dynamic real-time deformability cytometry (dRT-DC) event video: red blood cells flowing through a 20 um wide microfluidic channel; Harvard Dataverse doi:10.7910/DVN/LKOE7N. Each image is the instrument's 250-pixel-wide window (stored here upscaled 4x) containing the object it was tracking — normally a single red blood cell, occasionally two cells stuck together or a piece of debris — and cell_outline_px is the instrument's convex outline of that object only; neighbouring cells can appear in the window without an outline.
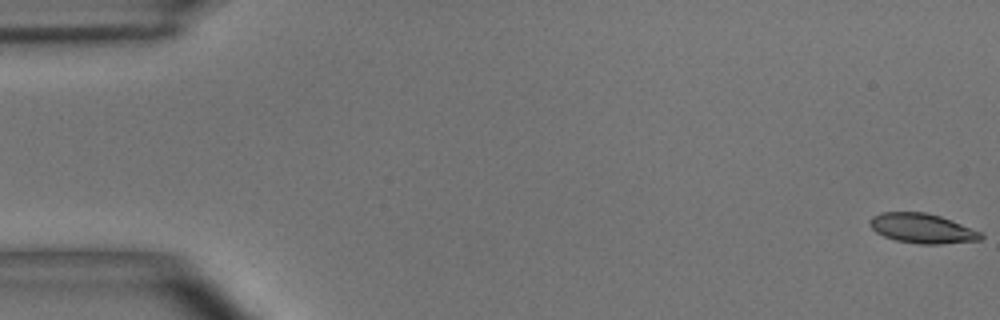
{"species": "common noctule bat (a hibernating species)", "species_latin": "Nyctalus noctula", "temperature_condition": "room temperature", "stored_images_in_passage": 56, "camera_frame_rate_fps": 3000, "um_per_image_px": 0.085, "animal": {"sex": "male", "body_mass_g": 15.6}, "frame": {"image": 1, "passage_image": 1, "time_ms": 0.0, "image_size_px": [1000, 320], "cell_outline_px": [[984, 236], [980, 240], [940, 244], [920, 244], [896, 240], [884, 236], [876, 232], [868, 224], [868, 220], [872, 216], [880, 212], [924, 212], [940, 216], [952, 220], [980, 232]], "centroid_in_image_um": [78.35, 19.4], "position_along_channel_um": 6.6, "area_um2": 19.19}}
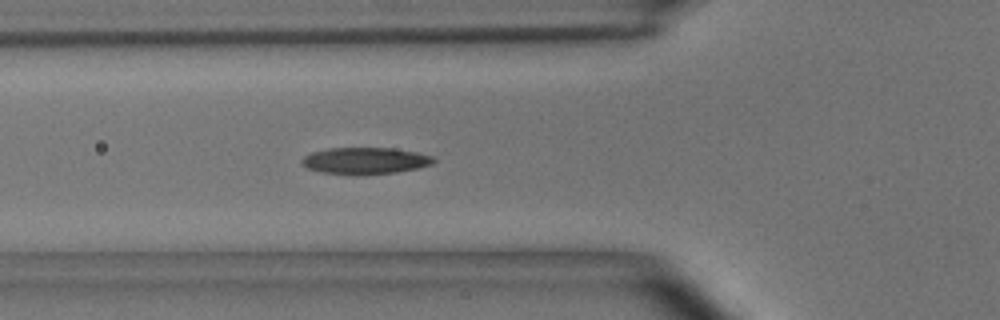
{"frame": {"image": 2, "passage_image": 20, "time_ms": 6.333, "image_size_px": [1000, 320], "cell_outline_px": [[436, 160], [432, 164], [416, 168], [396, 172], [356, 176], [320, 172], [308, 168], [300, 160], [304, 156], [312, 152], [328, 148], [392, 148], [416, 152], [432, 156]], "centroid_in_image_um": [31.02, 13.67], "position_along_channel_um": 94.8, "area_um2": 20.58}}
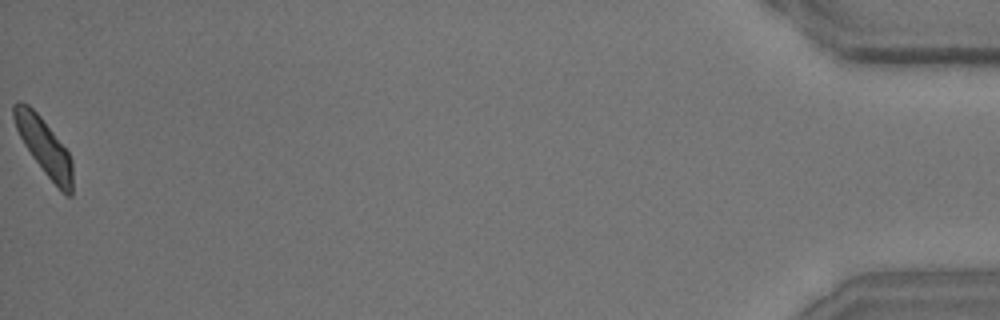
{"frame": {"image": 3, "passage_image": 56, "time_ms": 18.333, "image_size_px": [1000, 320], "cell_outline_px": [[72, 196], [68, 196], [44, 172], [32, 156], [24, 144], [16, 128], [12, 116], [12, 104], [16, 100], [20, 100], [28, 104], [40, 116], [68, 152], [72, 160]], "centroid_in_image_um": [3.71, 12.39], "position_along_channel_um": 431.5, "area_um2": 18.96}, "authors_computed_cell_mechanics": {"area_um2": 19.5942, "velocity_mm_per_s": 3.6139, "shape_relaxation_time_tau1_ms": 5.1437, "shape_relaxation_time_tau2_ms": 3.4506, "deformation_change_tau1": 0.1514, "deformation_change_tau2": 0.0871}}